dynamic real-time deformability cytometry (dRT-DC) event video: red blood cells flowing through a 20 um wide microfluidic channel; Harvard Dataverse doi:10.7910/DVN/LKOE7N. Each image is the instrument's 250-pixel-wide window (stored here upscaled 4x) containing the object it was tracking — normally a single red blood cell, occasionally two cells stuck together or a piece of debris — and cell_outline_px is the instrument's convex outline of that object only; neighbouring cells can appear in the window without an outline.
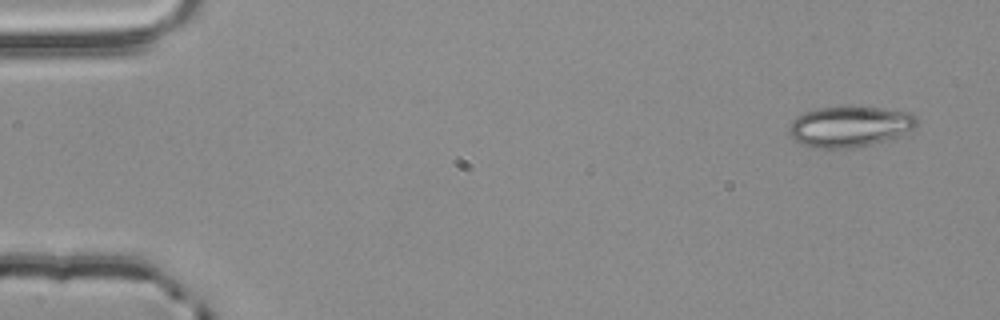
{"species": "common noctule bat (a hibernating species)", "species_latin": "Nyctalus noctula", "temperature_condition": "room temperature", "stored_images_in_passage": 4, "camera_frame_rate_fps": 3000, "um_per_image_px": 0.085, "animal": {"sex": "male", "body_mass_g": 20.4}, "frame": {"image": 1, "passage_image": 1, "time_ms": 0.0, "image_size_px": [1000, 320], "cell_outline_px": [[916, 128], [888, 140], [872, 144], [852, 148], [812, 148], [800, 144], [788, 132], [788, 128], [792, 120], [796, 116], [804, 112], [816, 108], [848, 104], [884, 108], [912, 112], [916, 116]], "centroid_in_image_um": [72.22, 10.72], "position_along_channel_um": 12.8, "area_um2": 31.27}}